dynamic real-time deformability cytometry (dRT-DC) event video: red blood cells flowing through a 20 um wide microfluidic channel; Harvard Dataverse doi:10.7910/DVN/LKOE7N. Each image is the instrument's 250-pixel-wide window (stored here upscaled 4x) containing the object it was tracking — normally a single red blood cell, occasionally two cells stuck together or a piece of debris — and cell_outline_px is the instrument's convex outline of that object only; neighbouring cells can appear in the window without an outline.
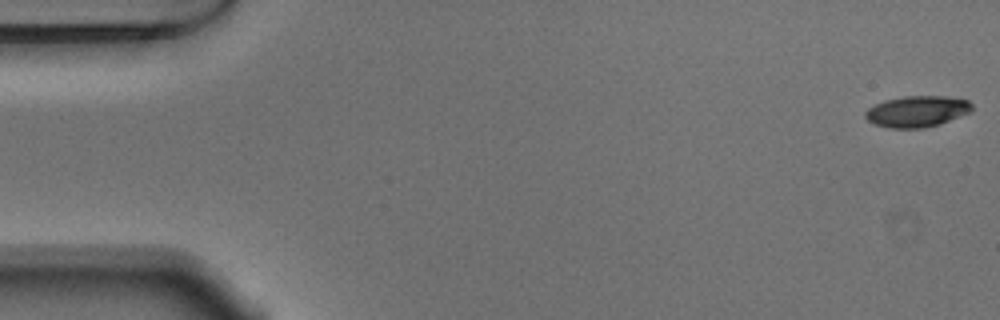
{"species": "Egyptian fruit bat (a non-hibernating species)", "species_latin": "Rousettus aegyptiacus", "temperature_condition": "warm", "stored_images_in_passage": 52, "camera_frame_rate_fps": 3000, "um_per_image_px": 0.085, "animal": {"sex": "male"}, "frame": {"image": 1, "passage_image": 1, "time_ms": 0.0, "image_size_px": [1000, 320], "cell_outline_px": [[972, 112], [940, 124], [920, 128], [888, 128], [876, 124], [868, 120], [864, 116], [864, 112], [872, 104], [884, 100], [904, 96], [948, 96], [968, 100], [972, 104]], "centroid_in_image_um": [77.95, 9.46], "position_along_channel_um": 7.1, "area_um2": 19.59}}
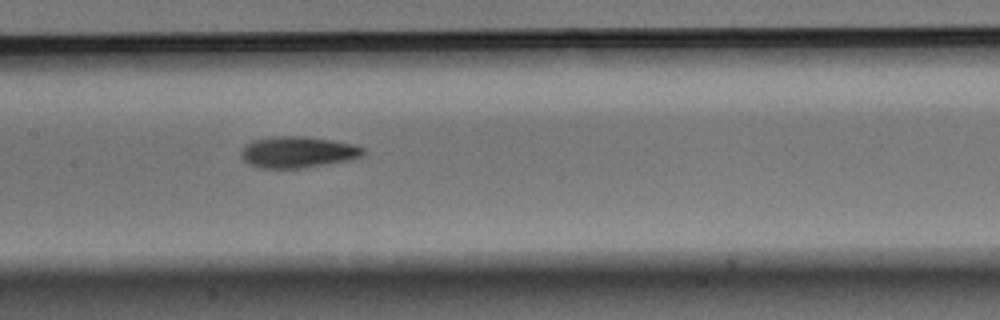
{"frame": {"image": 2, "passage_image": 26, "time_ms": 8.333, "image_size_px": [1000, 320], "cell_outline_px": [[364, 152], [360, 156], [348, 160], [304, 168], [260, 168], [248, 164], [240, 156], [240, 152], [244, 144], [252, 140], [280, 136], [304, 136], [332, 140], [352, 144], [364, 148]], "centroid_in_image_um": [25.25, 12.93], "position_along_channel_um": 182.2, "area_um2": 22.25}}
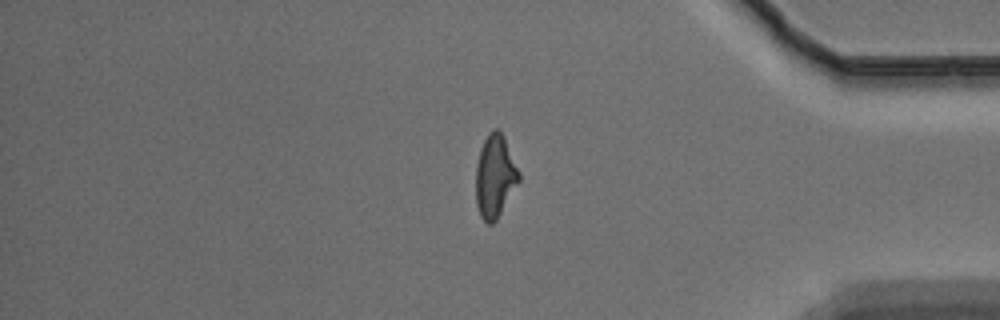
{"frame": {"image": 3, "passage_image": 45, "time_ms": 14.667, "image_size_px": [1000, 320], "cell_outline_px": [[520, 180], [496, 220], [492, 224], [488, 224], [480, 216], [476, 204], [476, 164], [480, 148], [488, 132], [492, 128], [496, 128], [504, 136], [520, 172]], "centroid_in_image_um": [42.07, 14.96], "position_along_channel_um": 393.1, "area_um2": 20.87}, "authors_computed_cell_mechanics": {"area_um2": 20.8658, "velocity_mm_per_s": 3.7518, "shape_relaxation_time_tau1_ms": 3.8831, "shape_relaxation_time_tau2_ms": 2.7611, "deformation_change_tau1": 0.1505, "deformation_change_tau2": 0.1013}}